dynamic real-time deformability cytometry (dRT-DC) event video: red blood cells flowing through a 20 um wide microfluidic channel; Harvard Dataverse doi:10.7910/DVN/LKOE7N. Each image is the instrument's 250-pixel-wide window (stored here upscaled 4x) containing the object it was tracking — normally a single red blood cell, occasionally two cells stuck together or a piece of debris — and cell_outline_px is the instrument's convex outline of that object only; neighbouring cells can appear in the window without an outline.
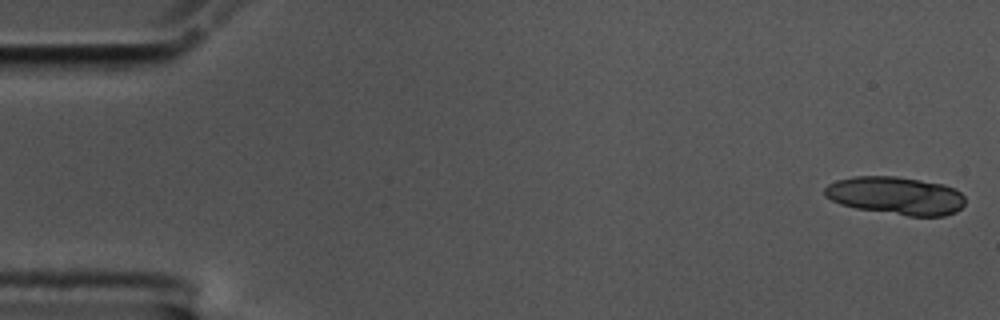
{"species": "common noctule bat (a hibernating species)", "species_latin": "Nyctalus noctula", "temperature_condition": "cold", "stored_images_in_passage": 16, "camera_frame_rate_fps": 3000, "um_per_image_px": 0.085, "animal": {"sex": "male", "body_mass_g": 17.5, "forearm_length_mm": 52.3}, "frame": {"image": 1, "passage_image": 1, "time_ms": 0.0, "image_size_px": [1000, 320], "cell_outline_px": [[964, 204], [956, 212], [944, 216], [908, 216], [856, 208], [840, 204], [824, 196], [824, 188], [828, 184], [836, 180], [856, 176], [896, 176], [944, 184], [956, 188], [964, 196]], "centroid_in_image_um": [76.15, 16.63], "position_along_channel_um": 8.9, "area_um2": 31.21}}